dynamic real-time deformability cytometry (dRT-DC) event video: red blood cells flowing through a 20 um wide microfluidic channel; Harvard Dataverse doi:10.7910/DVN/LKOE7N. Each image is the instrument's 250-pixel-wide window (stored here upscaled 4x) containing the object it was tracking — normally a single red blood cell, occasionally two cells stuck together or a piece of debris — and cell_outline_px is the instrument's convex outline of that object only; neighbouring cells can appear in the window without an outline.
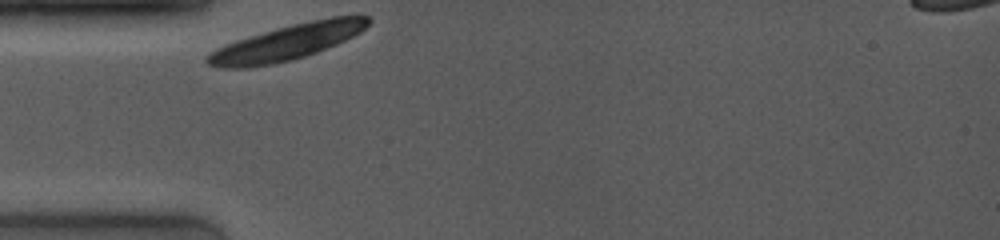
{"species": "common noctule bat (a hibernating species)", "species_latin": "Nyctalus noctula", "temperature_condition": "room temperature", "stored_images_in_passage": 1, "camera_frame_rate_fps": 4000, "um_per_image_px": 0.085, "animal": {"sex": "female", "body_mass_g": 19.0, "forearm_length_mm": 53.3}, "frame": {"image": 1, "passage_image": 1, "time_ms": 0.0, "image_size_px": [1000, 240], "cell_outline_px": [[372, 20], [360, 32], [336, 44], [316, 52], [304, 56], [288, 60], [268, 64], [244, 68], [220, 68], [208, 64], [204, 60], [204, 56], [216, 48], [236, 40], [248, 36], [276, 28], [292, 24], [332, 16], [368, 16]], "centroid_in_image_um": [24.35, 3.59], "position_along_channel_um": 60.7, "area_um2": 32.77}}